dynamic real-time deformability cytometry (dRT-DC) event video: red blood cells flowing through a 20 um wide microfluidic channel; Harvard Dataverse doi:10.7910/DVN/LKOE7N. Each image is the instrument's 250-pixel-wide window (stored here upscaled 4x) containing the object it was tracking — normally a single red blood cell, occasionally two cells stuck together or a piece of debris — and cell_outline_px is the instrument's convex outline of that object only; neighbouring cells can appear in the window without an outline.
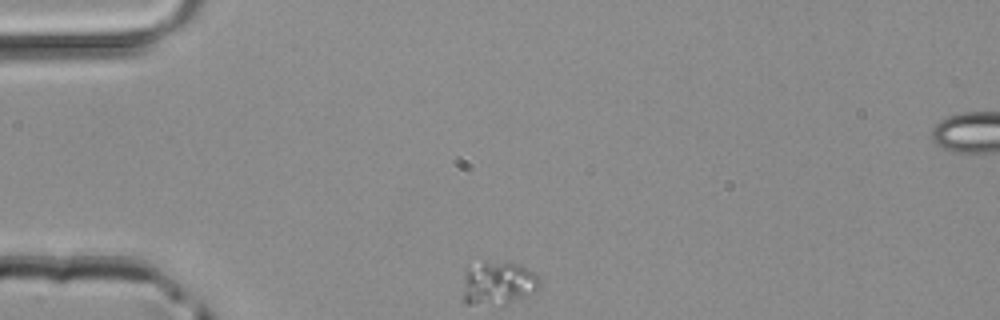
{"species": "common noctule bat (a hibernating species)", "species_latin": "Nyctalus noctula", "temperature_condition": "room temperature", "stored_images_in_passage": 3, "camera_frame_rate_fps": 3000, "um_per_image_px": 0.085, "animal": {"sex": "male", "body_mass_g": 20.4}, "frame": {"image": 1, "passage_image": 1, "time_ms": 0.0, "image_size_px": [1000, 320], "cell_outline_px": [[540, 288], [508, 304], [464, 304], [460, 300], [464, 272], [468, 268], [484, 260], [520, 264], [532, 272], [540, 280]], "centroid_in_image_um": [42.25, 24.07], "position_along_channel_um": 42.7, "area_um2": 19.88}}
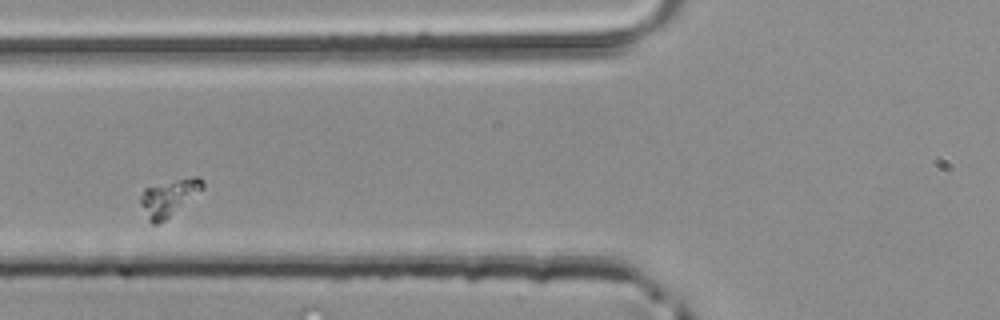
{"frame": {"image": 2, "passage_image": 3, "time_ms": 0.667, "image_size_px": [1000, 320], "cell_outline_px": [[204, 188], [164, 220], [156, 224], [152, 224], [148, 220], [140, 204], [140, 196], [144, 188], [196, 176], [204, 180]], "centroid_in_image_um": [14.33, 16.8], "position_along_channel_um": 111.5, "area_um2": 12.72}}